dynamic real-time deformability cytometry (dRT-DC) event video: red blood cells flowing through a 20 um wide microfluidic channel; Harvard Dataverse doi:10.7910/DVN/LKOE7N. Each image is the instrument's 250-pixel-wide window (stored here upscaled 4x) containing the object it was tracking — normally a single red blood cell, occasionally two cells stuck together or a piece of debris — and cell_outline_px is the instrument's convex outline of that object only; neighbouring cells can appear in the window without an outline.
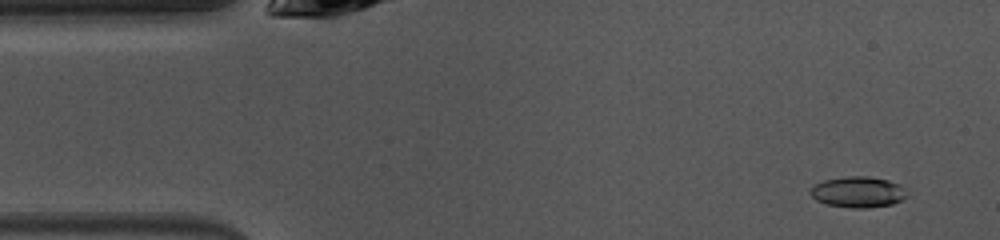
{"species": "common noctule bat (a hibernating species)", "species_latin": "Nyctalus noctula", "temperature_condition": "warm", "stored_images_in_passage": 48, "camera_frame_rate_fps": 3000, "um_per_image_px": 0.085, "animal": {"sex": "female", "body_mass_g": 10.0, "forearm_length_mm": 53.1}, "frame": {"image": 1, "passage_image": 3, "time_ms": 0.667, "image_size_px": [1000, 240], "cell_outline_px": [[908, 196], [892, 204], [868, 208], [852, 208], [828, 204], [816, 200], [808, 192], [816, 184], [824, 180], [848, 176], [868, 176], [888, 180], [900, 184]], "centroid_in_image_um": [72.93, 16.32], "position_along_channel_um": 12.1, "area_um2": 17.28}}
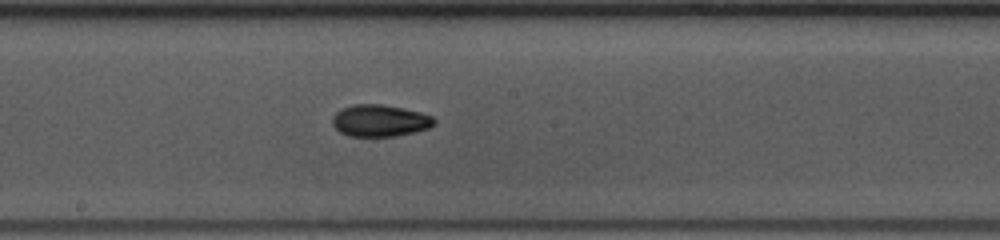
{"frame": {"image": 2, "passage_image": 24, "time_ms": 7.667, "image_size_px": [1000, 240], "cell_outline_px": [[436, 124], [428, 128], [396, 136], [348, 136], [340, 132], [332, 124], [332, 116], [340, 108], [352, 104], [384, 104], [404, 108], [420, 112], [432, 116], [436, 120]], "centroid_in_image_um": [32.27, 10.24], "position_along_channel_um": 215.9, "area_um2": 19.07}}
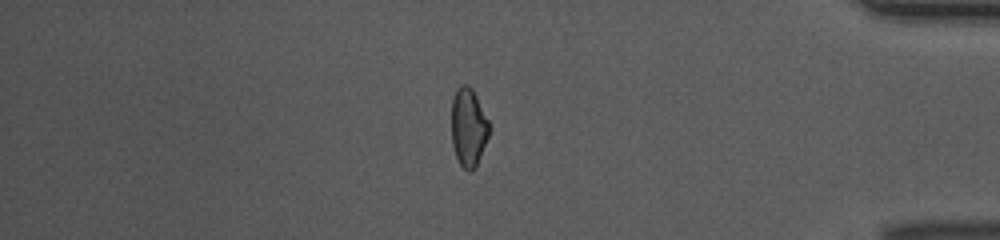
{"frame": {"image": 3, "passage_image": 40, "time_ms": 13.0, "image_size_px": [1000, 240], "cell_outline_px": [[492, 128], [476, 168], [472, 172], [468, 172], [460, 164], [456, 156], [452, 144], [452, 100], [456, 88], [460, 84], [468, 84], [472, 88]], "centroid_in_image_um": [39.83, 10.83], "position_along_channel_um": 395.4, "area_um2": 17.51}, "authors_computed_cell_mechanics": {"area_um2": 17.8024, "velocity_mm_per_s": 4.0627, "shape_relaxation_time_tau1_ms": 2.4067, "shape_relaxation_time_tau2_ms": 3.4649, "deformation_change_tau1": 0.1295, "deformation_change_tau2": 0.0829}}